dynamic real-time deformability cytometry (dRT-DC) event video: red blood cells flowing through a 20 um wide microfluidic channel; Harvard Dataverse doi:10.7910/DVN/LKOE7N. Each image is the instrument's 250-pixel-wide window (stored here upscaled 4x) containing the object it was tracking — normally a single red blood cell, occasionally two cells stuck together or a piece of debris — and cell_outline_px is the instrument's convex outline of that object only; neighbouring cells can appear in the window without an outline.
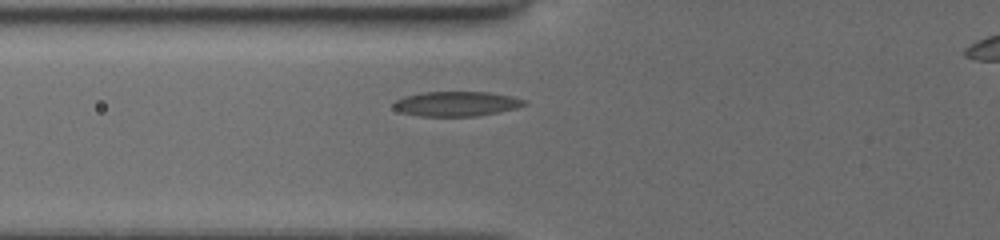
{"species": "common noctule bat (a hibernating species)", "species_latin": "Nyctalus noctula", "temperature_condition": "cold", "stored_images_in_passage": 39, "camera_frame_rate_fps": 3000, "um_per_image_px": 0.085, "animal": {"sex": "female", "body_mass_g": 19.5, "forearm_length_mm": 54.1}, "frame": {"image": 1, "passage_image": 10, "time_ms": 3.0, "image_size_px": [1000, 240], "cell_outline_px": [[528, 104], [516, 108], [476, 116], [420, 116], [400, 112], [392, 108], [392, 104], [396, 100], [404, 96], [420, 92], [488, 92], [512, 96], [524, 100]], "centroid_in_image_um": [38.75, 8.82], "position_along_channel_um": 87.1, "area_um2": 18.9}}
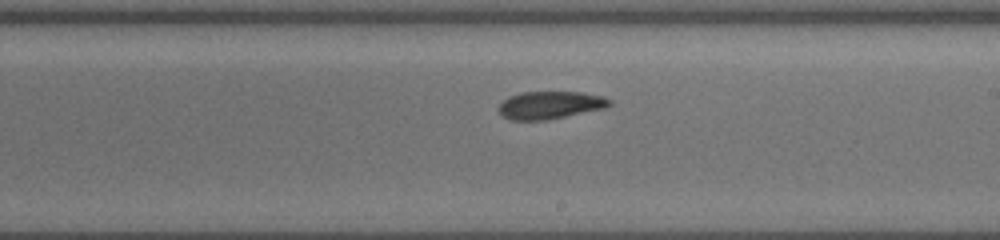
{"frame": {"image": 2, "passage_image": 22, "time_ms": 7.0, "image_size_px": [1000, 240], "cell_outline_px": [[612, 104], [604, 108], [548, 120], [508, 120], [500, 116], [496, 108], [508, 96], [520, 92], [580, 92], [604, 96], [612, 100]], "centroid_in_image_um": [46.71, 8.94], "position_along_channel_um": 242.3, "area_um2": 18.15}}
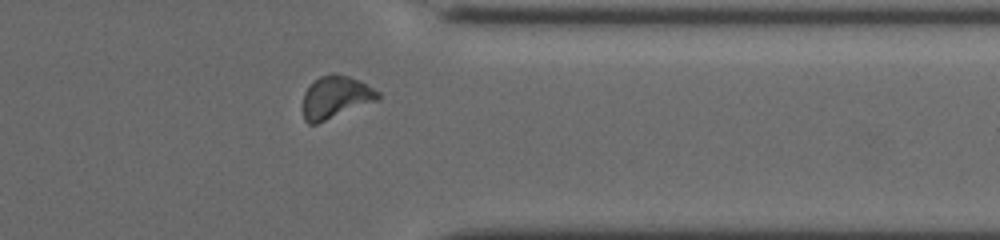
{"frame": {"image": 3, "passage_image": 33, "time_ms": 10.667, "image_size_px": [1000, 240], "cell_outline_px": [[380, 100], [316, 124], [308, 124], [304, 120], [304, 92], [320, 76], [332, 72], [336, 72], [360, 80], [380, 92]], "centroid_in_image_um": [28.57, 8.25], "position_along_channel_um": 382.8, "area_um2": 18.67}}